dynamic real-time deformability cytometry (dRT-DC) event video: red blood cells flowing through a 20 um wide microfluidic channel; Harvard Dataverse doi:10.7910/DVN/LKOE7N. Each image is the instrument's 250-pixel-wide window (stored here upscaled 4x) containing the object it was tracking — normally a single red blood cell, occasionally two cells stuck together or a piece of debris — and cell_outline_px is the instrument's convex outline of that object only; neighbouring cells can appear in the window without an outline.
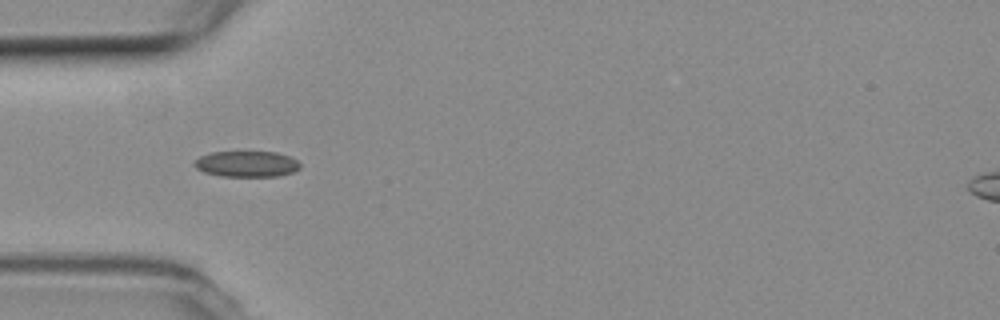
{"species": "common noctule bat (a hibernating species)", "species_latin": "Nyctalus noctula", "temperature_condition": "room temperature", "stored_images_in_passage": 6, "camera_frame_rate_fps": 3000, "um_per_image_px": 0.085, "animal": {"sex": "female", "body_mass_g": 19.3, "forearm_length_mm": 54.1}, "frame": {"image": 1, "passage_image": 4, "time_ms": 1.0, "image_size_px": [1000, 320], "cell_outline_px": [[300, 168], [292, 172], [276, 176], [220, 176], [204, 172], [196, 168], [192, 164], [200, 156], [212, 152], [276, 152], [288, 156], [296, 160], [300, 164]], "centroid_in_image_um": [20.94, 13.94], "position_along_channel_um": 64.1, "area_um2": 15.84}}
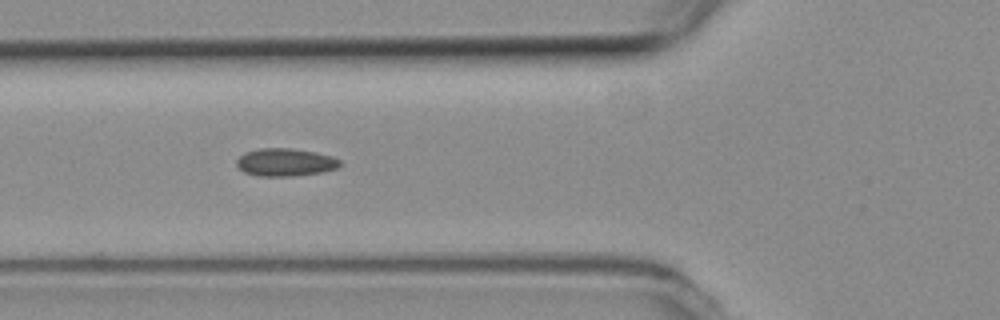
{"frame": {"image": 2, "passage_image": 5, "time_ms": 1.333, "image_size_px": [1000, 320], "cell_outline_px": [[340, 164], [336, 168], [324, 172], [292, 176], [260, 176], [244, 172], [236, 164], [236, 160], [244, 152], [260, 148], [292, 148], [316, 152], [332, 156], [340, 160]], "centroid_in_image_um": [24.25, 13.79], "position_along_channel_um": 101.6, "area_um2": 16.76}}
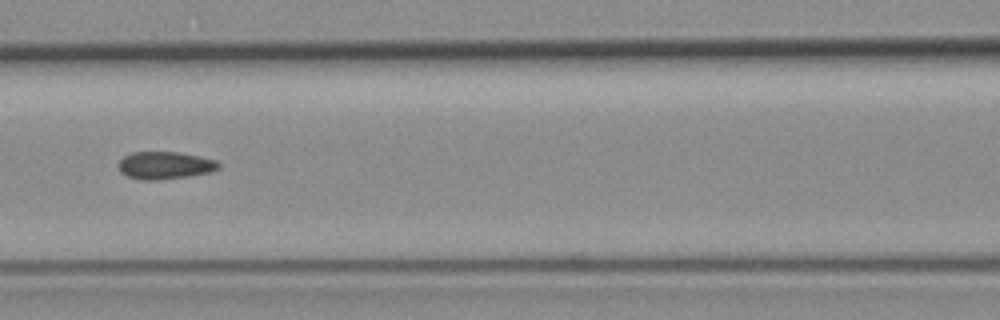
{"frame": {"image": 3, "passage_image": 6, "time_ms": 1.667, "image_size_px": [1000, 320], "cell_outline_px": [[220, 168], [212, 172], [188, 176], [160, 180], [140, 180], [128, 176], [120, 172], [116, 164], [124, 156], [132, 152], [180, 152], [216, 160], [220, 164]], "centroid_in_image_um": [14.01, 14.06], "position_along_channel_um": 152.6, "area_um2": 16.24}}